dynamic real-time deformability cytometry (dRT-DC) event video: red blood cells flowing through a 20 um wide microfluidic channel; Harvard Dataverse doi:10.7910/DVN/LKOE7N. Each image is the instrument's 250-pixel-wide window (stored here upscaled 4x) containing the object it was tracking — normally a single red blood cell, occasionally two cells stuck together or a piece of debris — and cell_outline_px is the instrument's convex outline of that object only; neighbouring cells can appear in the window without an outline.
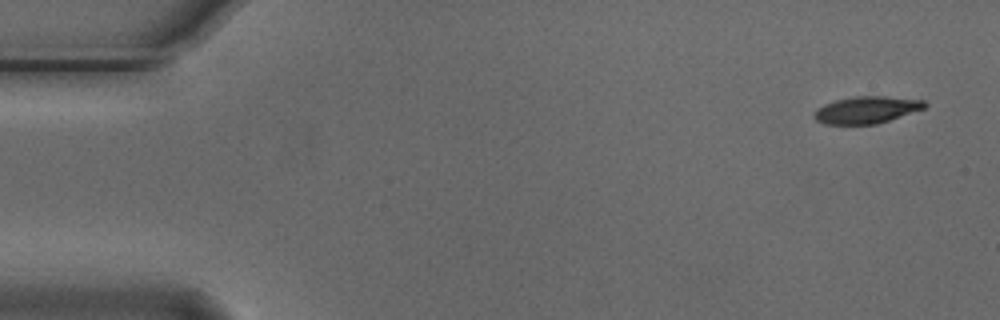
{"species": "Egyptian fruit bat (a non-hibernating species)", "species_latin": "Rousettus aegyptiacus", "temperature_condition": "cold", "stored_images_in_passage": 7, "camera_frame_rate_fps": 3000, "um_per_image_px": 0.085, "animal": {"sex": "male"}, "frame": {"image": 1, "passage_image": 1, "time_ms": 0.0, "image_size_px": [1000, 320], "cell_outline_px": [[928, 104], [924, 108], [876, 124], [824, 124], [816, 120], [812, 116], [824, 104], [836, 100], [856, 96], [884, 96], [924, 100]], "centroid_in_image_um": [73.66, 9.33], "position_along_channel_um": 11.3, "area_um2": 17.11}}
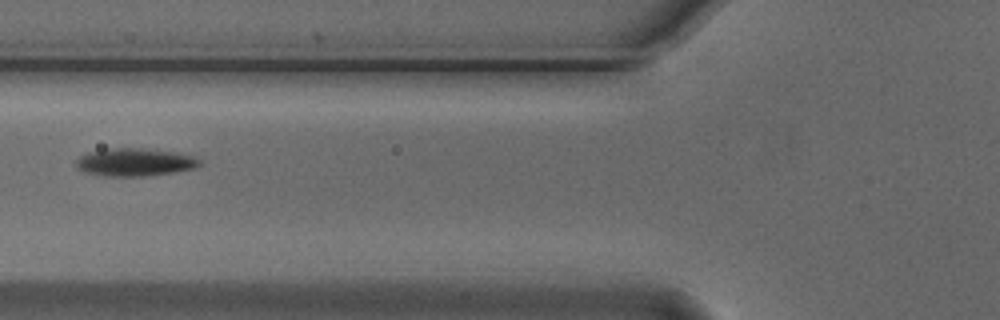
{"frame": {"image": 2, "passage_image": 6, "time_ms": 1.667, "image_size_px": [1000, 320], "cell_outline_px": [[204, 164], [196, 168], [172, 172], [144, 176], [108, 176], [84, 172], [76, 168], [76, 160], [80, 156], [88, 152], [108, 148], [144, 148], [176, 152], [192, 156], [200, 160]], "centroid_in_image_um": [11.46, 13.78], "position_along_channel_um": 114.3, "area_um2": 20.11}}
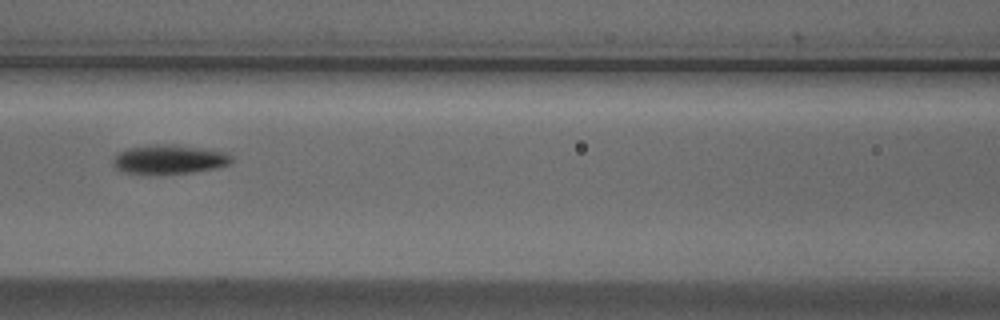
{"frame": {"image": 3, "passage_image": 7, "time_ms": 2.0, "image_size_px": [1000, 320], "cell_outline_px": [[232, 160], [228, 164], [216, 168], [188, 172], [156, 176], [124, 172], [116, 168], [112, 164], [112, 156], [128, 148], [152, 144], [172, 144], [220, 152], [232, 156]], "centroid_in_image_um": [14.26, 13.57], "position_along_channel_um": 152.3, "area_um2": 20.17}}